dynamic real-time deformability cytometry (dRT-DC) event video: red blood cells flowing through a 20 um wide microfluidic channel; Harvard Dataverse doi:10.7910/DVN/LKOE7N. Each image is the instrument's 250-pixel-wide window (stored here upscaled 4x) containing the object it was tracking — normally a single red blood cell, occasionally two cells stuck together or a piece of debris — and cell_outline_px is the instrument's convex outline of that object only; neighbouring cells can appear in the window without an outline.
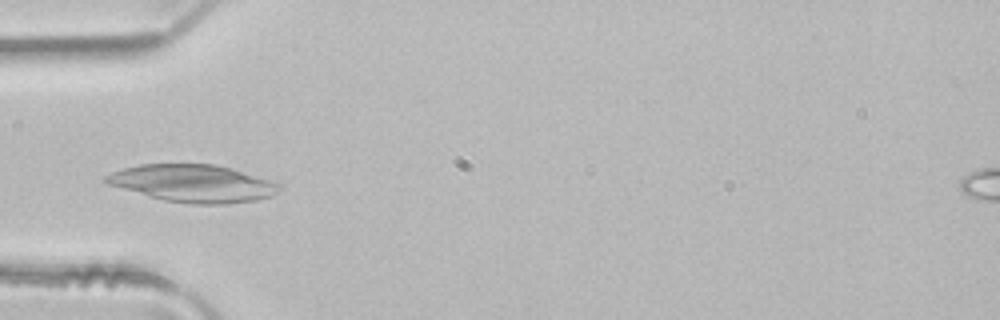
{"species": "common noctule bat (a hibernating species)", "species_latin": "Nyctalus noctula", "temperature_condition": "room temperature", "stored_images_in_passage": 48, "camera_frame_rate_fps": 3000, "um_per_image_px": 0.085, "animal": {"sex": "male", "body_mass_g": 21.5, "forearm_length_mm": 52.0}, "frame": {"image": 1, "passage_image": 15, "time_ms": 4.667, "image_size_px": [1000, 320], "cell_outline_px": [[280, 188], [272, 196], [256, 200], [228, 204], [192, 204], [164, 200], [108, 184], [100, 180], [104, 176], [112, 172], [124, 168], [140, 164], [216, 164], [268, 180], [280, 184]], "centroid_in_image_um": [16.37, 15.59], "position_along_channel_um": 68.6, "area_um2": 37.4}}
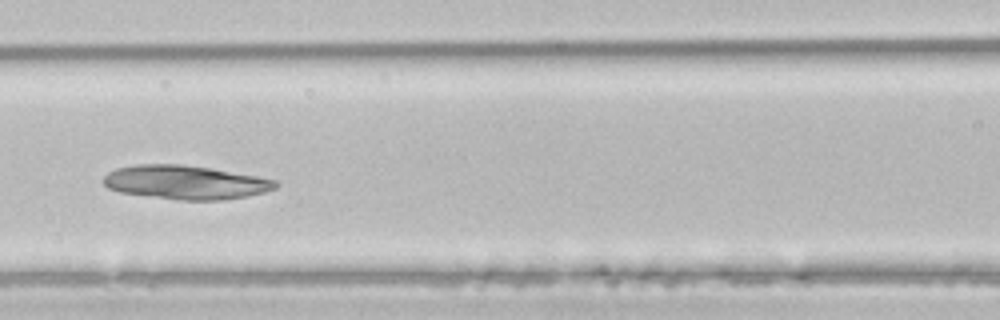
{"frame": {"image": 2, "passage_image": 21, "time_ms": 6.667, "image_size_px": [1000, 320], "cell_outline_px": [[280, 184], [276, 188], [264, 192], [248, 196], [220, 200], [180, 200], [120, 192], [108, 188], [104, 184], [104, 176], [108, 172], [116, 168], [136, 164], [180, 164], [212, 168], [256, 176], [276, 180]], "centroid_in_image_um": [15.78, 15.49], "position_along_channel_um": 150.8, "area_um2": 33.93}}
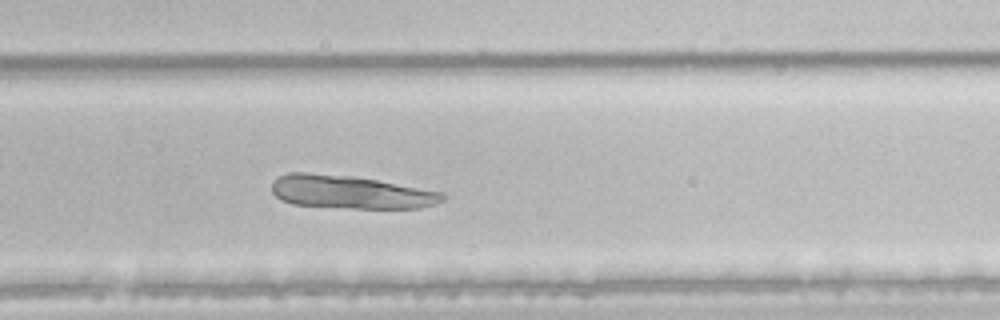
{"frame": {"image": 3, "passage_image": 32, "time_ms": 10.333, "image_size_px": [1000, 320], "cell_outline_px": [[448, 196], [444, 200], [436, 204], [420, 208], [352, 208], [292, 204], [280, 200], [272, 192], [272, 180], [288, 172], [308, 172], [352, 176], [376, 180], [444, 192]], "centroid_in_image_um": [29.79, 16.32], "position_along_channel_um": 300.0, "area_um2": 33.18}}